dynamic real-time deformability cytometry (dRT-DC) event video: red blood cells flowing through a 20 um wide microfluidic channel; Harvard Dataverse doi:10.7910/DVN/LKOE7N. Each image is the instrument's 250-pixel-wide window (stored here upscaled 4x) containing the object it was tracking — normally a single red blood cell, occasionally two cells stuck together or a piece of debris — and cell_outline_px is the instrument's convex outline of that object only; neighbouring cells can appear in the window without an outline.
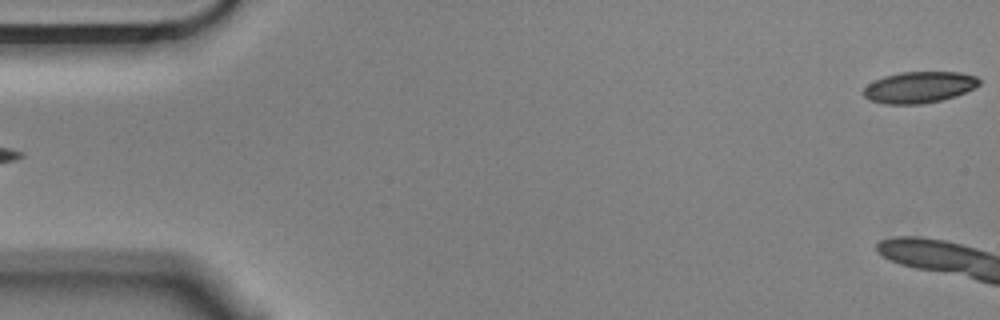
{"species": "Egyptian fruit bat (a non-hibernating species)", "species_latin": "Rousettus aegyptiacus", "temperature_condition": "cold", "stored_images_in_passage": 5, "segment_of_instrument_passage": [2, 2], "camera_frame_rate_fps": 3000, "um_per_image_px": 0.085, "animal": {"sex": "male"}, "frame": {"image": 1, "passage_image": 5, "time_ms": 1.333, "image_size_px": [1000, 320], "cell_outline_px": [[980, 84], [976, 88], [956, 96], [940, 100], [920, 104], [884, 104], [868, 100], [864, 96], [864, 88], [868, 84], [884, 76], [900, 72], [960, 72], [976, 76], [980, 80]], "centroid_in_image_um": [78.15, 7.42], "position_along_channel_um": 6.9, "area_um2": 21.21}}